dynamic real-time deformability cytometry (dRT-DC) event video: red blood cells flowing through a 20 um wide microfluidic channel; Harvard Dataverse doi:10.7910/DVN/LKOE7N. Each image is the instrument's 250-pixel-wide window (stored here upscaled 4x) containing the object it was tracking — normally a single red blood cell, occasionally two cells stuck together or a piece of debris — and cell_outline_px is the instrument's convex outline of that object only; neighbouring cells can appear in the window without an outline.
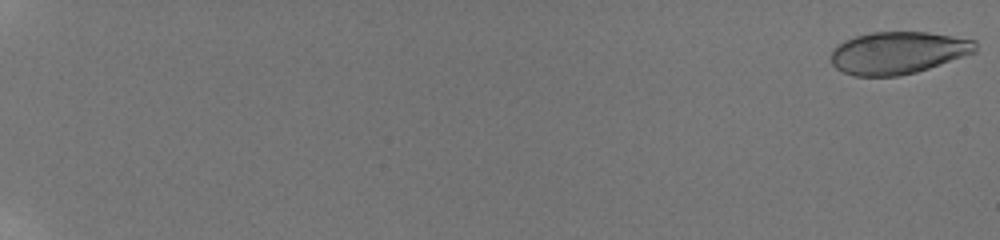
{"species": "human", "species_latin": "Homo sapiens", "temperature_condition": "room temperature", "stored_images_in_passage": 30, "camera_frame_rate_fps": 3000, "um_per_image_px": 0.085, "donor": {"sex": "male"}, "frame": {"image": 1, "passage_image": 1, "time_ms": 0.0, "image_size_px": [1000, 240], "cell_outline_px": [[976, 52], [916, 72], [896, 76], [856, 76], [844, 72], [836, 68], [832, 64], [832, 48], [844, 40], [856, 36], [872, 32], [928, 32], [976, 40]], "centroid_in_image_um": [76.32, 4.48], "position_along_channel_um": 8.7, "area_um2": 35.43}}
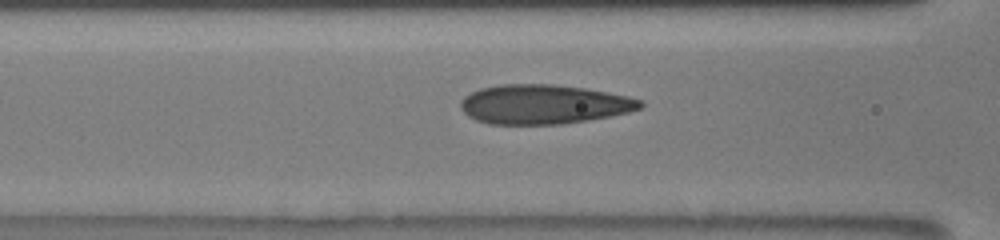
{"frame": {"image": 2, "passage_image": 15, "time_ms": 4.667, "image_size_px": [1000, 240], "cell_outline_px": [[644, 104], [640, 108], [628, 112], [588, 120], [560, 124], [492, 124], [476, 120], [468, 116], [460, 108], [460, 100], [464, 96], [480, 88], [500, 84], [552, 84], [584, 88], [608, 92], [628, 96], [640, 100]], "centroid_in_image_um": [46.18, 8.86], "position_along_channel_um": 120.4, "area_um2": 41.15}}
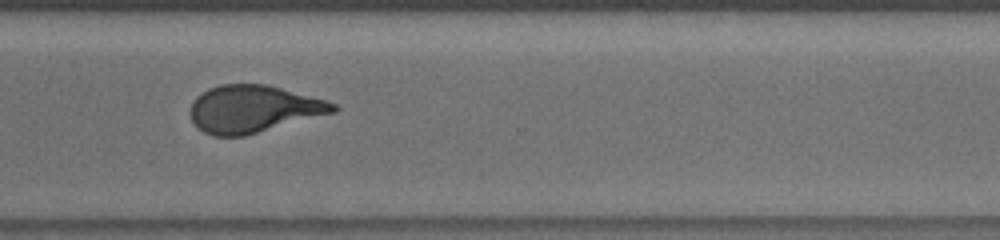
{"frame": {"image": 3, "passage_image": 24, "time_ms": 7.667, "image_size_px": [1000, 240], "cell_outline_px": [[336, 112], [244, 136], [212, 136], [196, 128], [192, 120], [192, 104], [196, 96], [208, 88], [220, 84], [264, 84], [280, 88], [324, 100], [336, 104]], "centroid_in_image_um": [21.5, 9.27], "position_along_channel_um": 349.1, "area_um2": 39.02}}